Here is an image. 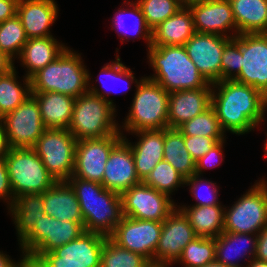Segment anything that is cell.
Here are the masks:
<instances>
[{"instance_id": "1", "label": "cell", "mask_w": 267, "mask_h": 267, "mask_svg": "<svg viewBox=\"0 0 267 267\" xmlns=\"http://www.w3.org/2000/svg\"><path fill=\"white\" fill-rule=\"evenodd\" d=\"M211 106L223 132L240 136L265 121L267 97L252 86L220 80L212 84Z\"/></svg>"}, {"instance_id": "2", "label": "cell", "mask_w": 267, "mask_h": 267, "mask_svg": "<svg viewBox=\"0 0 267 267\" xmlns=\"http://www.w3.org/2000/svg\"><path fill=\"white\" fill-rule=\"evenodd\" d=\"M67 182L76 193L85 231L109 237L123 217L120 194L106 189L100 183L74 176Z\"/></svg>"}, {"instance_id": "3", "label": "cell", "mask_w": 267, "mask_h": 267, "mask_svg": "<svg viewBox=\"0 0 267 267\" xmlns=\"http://www.w3.org/2000/svg\"><path fill=\"white\" fill-rule=\"evenodd\" d=\"M149 65L155 72L146 76L167 92L205 88L209 83L198 71L184 46H150L147 49Z\"/></svg>"}, {"instance_id": "4", "label": "cell", "mask_w": 267, "mask_h": 267, "mask_svg": "<svg viewBox=\"0 0 267 267\" xmlns=\"http://www.w3.org/2000/svg\"><path fill=\"white\" fill-rule=\"evenodd\" d=\"M30 80L31 92H58L77 98L88 91V70L81 54L69 47Z\"/></svg>"}, {"instance_id": "5", "label": "cell", "mask_w": 267, "mask_h": 267, "mask_svg": "<svg viewBox=\"0 0 267 267\" xmlns=\"http://www.w3.org/2000/svg\"><path fill=\"white\" fill-rule=\"evenodd\" d=\"M135 87L129 113L119 126L120 133L124 135L123 130L130 134L139 130L167 129L169 92L145 76Z\"/></svg>"}, {"instance_id": "6", "label": "cell", "mask_w": 267, "mask_h": 267, "mask_svg": "<svg viewBox=\"0 0 267 267\" xmlns=\"http://www.w3.org/2000/svg\"><path fill=\"white\" fill-rule=\"evenodd\" d=\"M116 110L105 99L87 91L75 98L68 131L77 141L122 135L115 118Z\"/></svg>"}, {"instance_id": "7", "label": "cell", "mask_w": 267, "mask_h": 267, "mask_svg": "<svg viewBox=\"0 0 267 267\" xmlns=\"http://www.w3.org/2000/svg\"><path fill=\"white\" fill-rule=\"evenodd\" d=\"M4 160L14 199L25 194L43 193L57 182L33 148H11Z\"/></svg>"}, {"instance_id": "8", "label": "cell", "mask_w": 267, "mask_h": 267, "mask_svg": "<svg viewBox=\"0 0 267 267\" xmlns=\"http://www.w3.org/2000/svg\"><path fill=\"white\" fill-rule=\"evenodd\" d=\"M267 226V181L260 178L229 208L225 206L224 231L258 234Z\"/></svg>"}, {"instance_id": "9", "label": "cell", "mask_w": 267, "mask_h": 267, "mask_svg": "<svg viewBox=\"0 0 267 267\" xmlns=\"http://www.w3.org/2000/svg\"><path fill=\"white\" fill-rule=\"evenodd\" d=\"M76 145L77 140L68 129L47 128L32 148L58 182L72 176Z\"/></svg>"}, {"instance_id": "10", "label": "cell", "mask_w": 267, "mask_h": 267, "mask_svg": "<svg viewBox=\"0 0 267 267\" xmlns=\"http://www.w3.org/2000/svg\"><path fill=\"white\" fill-rule=\"evenodd\" d=\"M84 232V222L62 221L45 214L37 219L34 229L18 244L22 253L41 257Z\"/></svg>"}, {"instance_id": "11", "label": "cell", "mask_w": 267, "mask_h": 267, "mask_svg": "<svg viewBox=\"0 0 267 267\" xmlns=\"http://www.w3.org/2000/svg\"><path fill=\"white\" fill-rule=\"evenodd\" d=\"M123 216L139 220L163 222L177 207V203L164 193L143 181L121 195Z\"/></svg>"}, {"instance_id": "12", "label": "cell", "mask_w": 267, "mask_h": 267, "mask_svg": "<svg viewBox=\"0 0 267 267\" xmlns=\"http://www.w3.org/2000/svg\"><path fill=\"white\" fill-rule=\"evenodd\" d=\"M106 238L99 233L85 231L75 240L44 253L41 258L49 267H100Z\"/></svg>"}, {"instance_id": "13", "label": "cell", "mask_w": 267, "mask_h": 267, "mask_svg": "<svg viewBox=\"0 0 267 267\" xmlns=\"http://www.w3.org/2000/svg\"><path fill=\"white\" fill-rule=\"evenodd\" d=\"M1 120L11 148H32L47 129L32 95Z\"/></svg>"}, {"instance_id": "14", "label": "cell", "mask_w": 267, "mask_h": 267, "mask_svg": "<svg viewBox=\"0 0 267 267\" xmlns=\"http://www.w3.org/2000/svg\"><path fill=\"white\" fill-rule=\"evenodd\" d=\"M162 232V222L123 216L109 238L118 246L144 256L154 263V254Z\"/></svg>"}, {"instance_id": "15", "label": "cell", "mask_w": 267, "mask_h": 267, "mask_svg": "<svg viewBox=\"0 0 267 267\" xmlns=\"http://www.w3.org/2000/svg\"><path fill=\"white\" fill-rule=\"evenodd\" d=\"M233 80L267 97V33L241 34V70Z\"/></svg>"}, {"instance_id": "16", "label": "cell", "mask_w": 267, "mask_h": 267, "mask_svg": "<svg viewBox=\"0 0 267 267\" xmlns=\"http://www.w3.org/2000/svg\"><path fill=\"white\" fill-rule=\"evenodd\" d=\"M122 138L123 135H109L78 140L72 176L101 184L109 154Z\"/></svg>"}, {"instance_id": "17", "label": "cell", "mask_w": 267, "mask_h": 267, "mask_svg": "<svg viewBox=\"0 0 267 267\" xmlns=\"http://www.w3.org/2000/svg\"><path fill=\"white\" fill-rule=\"evenodd\" d=\"M231 39L215 34L195 32L184 45L198 71L210 84L221 80L222 53Z\"/></svg>"}, {"instance_id": "18", "label": "cell", "mask_w": 267, "mask_h": 267, "mask_svg": "<svg viewBox=\"0 0 267 267\" xmlns=\"http://www.w3.org/2000/svg\"><path fill=\"white\" fill-rule=\"evenodd\" d=\"M196 237L189 219L176 207L162 222V232L154 254V263L173 265L185 246Z\"/></svg>"}, {"instance_id": "19", "label": "cell", "mask_w": 267, "mask_h": 267, "mask_svg": "<svg viewBox=\"0 0 267 267\" xmlns=\"http://www.w3.org/2000/svg\"><path fill=\"white\" fill-rule=\"evenodd\" d=\"M188 6L193 15L195 32L228 38H234L238 35L229 0H207Z\"/></svg>"}, {"instance_id": "20", "label": "cell", "mask_w": 267, "mask_h": 267, "mask_svg": "<svg viewBox=\"0 0 267 267\" xmlns=\"http://www.w3.org/2000/svg\"><path fill=\"white\" fill-rule=\"evenodd\" d=\"M142 182L136 172L131 147L122 138L111 150L101 184L108 190L118 194Z\"/></svg>"}, {"instance_id": "21", "label": "cell", "mask_w": 267, "mask_h": 267, "mask_svg": "<svg viewBox=\"0 0 267 267\" xmlns=\"http://www.w3.org/2000/svg\"><path fill=\"white\" fill-rule=\"evenodd\" d=\"M212 84L169 93L168 128L178 129L211 106Z\"/></svg>"}, {"instance_id": "22", "label": "cell", "mask_w": 267, "mask_h": 267, "mask_svg": "<svg viewBox=\"0 0 267 267\" xmlns=\"http://www.w3.org/2000/svg\"><path fill=\"white\" fill-rule=\"evenodd\" d=\"M57 5L55 0H19L17 16L28 39L53 36L50 28L58 17Z\"/></svg>"}, {"instance_id": "23", "label": "cell", "mask_w": 267, "mask_h": 267, "mask_svg": "<svg viewBox=\"0 0 267 267\" xmlns=\"http://www.w3.org/2000/svg\"><path fill=\"white\" fill-rule=\"evenodd\" d=\"M133 134L138 136V141L134 143L129 142L126 135L123 138L131 147L137 175L144 181L158 162L163 160L164 129L139 130Z\"/></svg>"}, {"instance_id": "24", "label": "cell", "mask_w": 267, "mask_h": 267, "mask_svg": "<svg viewBox=\"0 0 267 267\" xmlns=\"http://www.w3.org/2000/svg\"><path fill=\"white\" fill-rule=\"evenodd\" d=\"M256 244V234L223 232L215 238V261L228 267H245L239 262L242 258L244 263L245 259H254Z\"/></svg>"}, {"instance_id": "25", "label": "cell", "mask_w": 267, "mask_h": 267, "mask_svg": "<svg viewBox=\"0 0 267 267\" xmlns=\"http://www.w3.org/2000/svg\"><path fill=\"white\" fill-rule=\"evenodd\" d=\"M45 214L58 220L84 222L74 189L67 181H58L42 193Z\"/></svg>"}, {"instance_id": "26", "label": "cell", "mask_w": 267, "mask_h": 267, "mask_svg": "<svg viewBox=\"0 0 267 267\" xmlns=\"http://www.w3.org/2000/svg\"><path fill=\"white\" fill-rule=\"evenodd\" d=\"M194 33L192 12L188 5H183L152 30V46H184Z\"/></svg>"}, {"instance_id": "27", "label": "cell", "mask_w": 267, "mask_h": 267, "mask_svg": "<svg viewBox=\"0 0 267 267\" xmlns=\"http://www.w3.org/2000/svg\"><path fill=\"white\" fill-rule=\"evenodd\" d=\"M54 36L30 38L27 40L20 56V65L27 71L25 77L31 78L40 69L54 61L67 48Z\"/></svg>"}, {"instance_id": "28", "label": "cell", "mask_w": 267, "mask_h": 267, "mask_svg": "<svg viewBox=\"0 0 267 267\" xmlns=\"http://www.w3.org/2000/svg\"><path fill=\"white\" fill-rule=\"evenodd\" d=\"M46 128L68 129L75 98L58 92H31Z\"/></svg>"}, {"instance_id": "29", "label": "cell", "mask_w": 267, "mask_h": 267, "mask_svg": "<svg viewBox=\"0 0 267 267\" xmlns=\"http://www.w3.org/2000/svg\"><path fill=\"white\" fill-rule=\"evenodd\" d=\"M191 206V207H190ZM177 206L189 219L195 234L199 237L217 238L224 231V205ZM223 206V207H222Z\"/></svg>"}, {"instance_id": "30", "label": "cell", "mask_w": 267, "mask_h": 267, "mask_svg": "<svg viewBox=\"0 0 267 267\" xmlns=\"http://www.w3.org/2000/svg\"><path fill=\"white\" fill-rule=\"evenodd\" d=\"M8 212L12 215L20 243L34 229L37 219L45 215L42 193L16 197Z\"/></svg>"}, {"instance_id": "31", "label": "cell", "mask_w": 267, "mask_h": 267, "mask_svg": "<svg viewBox=\"0 0 267 267\" xmlns=\"http://www.w3.org/2000/svg\"><path fill=\"white\" fill-rule=\"evenodd\" d=\"M238 34L267 33V0H229Z\"/></svg>"}, {"instance_id": "32", "label": "cell", "mask_w": 267, "mask_h": 267, "mask_svg": "<svg viewBox=\"0 0 267 267\" xmlns=\"http://www.w3.org/2000/svg\"><path fill=\"white\" fill-rule=\"evenodd\" d=\"M123 4H127L125 6L126 8H118V11L115 13L114 18L110 19L112 21V30L115 29L118 37L121 36V43H124V41L129 42V37H135L136 35L138 39L141 38L147 41L148 49L152 45V30L148 26L140 6L136 1L133 2L130 0L128 2L125 0ZM128 17H134L132 18L133 21H131V25H128V23L126 22V19H128Z\"/></svg>"}, {"instance_id": "33", "label": "cell", "mask_w": 267, "mask_h": 267, "mask_svg": "<svg viewBox=\"0 0 267 267\" xmlns=\"http://www.w3.org/2000/svg\"><path fill=\"white\" fill-rule=\"evenodd\" d=\"M164 157L185 179L196 174V164L186 149L184 135L179 129H164Z\"/></svg>"}, {"instance_id": "34", "label": "cell", "mask_w": 267, "mask_h": 267, "mask_svg": "<svg viewBox=\"0 0 267 267\" xmlns=\"http://www.w3.org/2000/svg\"><path fill=\"white\" fill-rule=\"evenodd\" d=\"M116 59L114 61H111L110 63H106L100 73L98 74V76L100 77L101 74H103L106 78L108 77L110 80V83H114L118 81L119 82H123L125 85L123 87H125V89H130L132 88L131 85L132 83L134 84H138L141 79L143 77L140 78V80H137L134 76V72L131 70V68L126 67V65H124V63L121 62V58L120 56L115 55ZM91 74L89 73L88 70V91L93 93L94 95H98L99 97L105 99L108 103H110L115 109H116V104L113 102V100H111L110 95L111 93H114L112 88H108V86H106V81H104V79H96V82L99 80V83L102 85L101 86V90L100 88H98L97 86L95 87L92 83H91ZM107 78V79H108ZM112 81V82H111ZM91 84V85H90ZM117 85V84H116ZM122 87V86H121ZM108 89V91H107ZM103 91V92H102ZM117 93V91L115 92V94ZM110 98V99H109ZM115 104V105H114Z\"/></svg>"}, {"instance_id": "35", "label": "cell", "mask_w": 267, "mask_h": 267, "mask_svg": "<svg viewBox=\"0 0 267 267\" xmlns=\"http://www.w3.org/2000/svg\"><path fill=\"white\" fill-rule=\"evenodd\" d=\"M23 77V84H21L17 79L15 66L7 73L0 75V119L14 111L31 95V80Z\"/></svg>"}, {"instance_id": "36", "label": "cell", "mask_w": 267, "mask_h": 267, "mask_svg": "<svg viewBox=\"0 0 267 267\" xmlns=\"http://www.w3.org/2000/svg\"><path fill=\"white\" fill-rule=\"evenodd\" d=\"M150 264L144 256L118 246L109 237L105 239L100 267H148Z\"/></svg>"}, {"instance_id": "37", "label": "cell", "mask_w": 267, "mask_h": 267, "mask_svg": "<svg viewBox=\"0 0 267 267\" xmlns=\"http://www.w3.org/2000/svg\"><path fill=\"white\" fill-rule=\"evenodd\" d=\"M215 261V238L196 237L189 242L175 263L183 267H202Z\"/></svg>"}, {"instance_id": "38", "label": "cell", "mask_w": 267, "mask_h": 267, "mask_svg": "<svg viewBox=\"0 0 267 267\" xmlns=\"http://www.w3.org/2000/svg\"><path fill=\"white\" fill-rule=\"evenodd\" d=\"M27 40L21 19L17 15L0 23L1 52H4L13 61L16 58L18 60Z\"/></svg>"}, {"instance_id": "39", "label": "cell", "mask_w": 267, "mask_h": 267, "mask_svg": "<svg viewBox=\"0 0 267 267\" xmlns=\"http://www.w3.org/2000/svg\"><path fill=\"white\" fill-rule=\"evenodd\" d=\"M143 182L168 195L171 199L172 193L178 187H185V178L170 163L164 160L158 162Z\"/></svg>"}, {"instance_id": "40", "label": "cell", "mask_w": 267, "mask_h": 267, "mask_svg": "<svg viewBox=\"0 0 267 267\" xmlns=\"http://www.w3.org/2000/svg\"><path fill=\"white\" fill-rule=\"evenodd\" d=\"M178 129L184 136L226 137L212 106Z\"/></svg>"}, {"instance_id": "41", "label": "cell", "mask_w": 267, "mask_h": 267, "mask_svg": "<svg viewBox=\"0 0 267 267\" xmlns=\"http://www.w3.org/2000/svg\"><path fill=\"white\" fill-rule=\"evenodd\" d=\"M151 30L174 15L183 6L181 0H135Z\"/></svg>"}, {"instance_id": "42", "label": "cell", "mask_w": 267, "mask_h": 267, "mask_svg": "<svg viewBox=\"0 0 267 267\" xmlns=\"http://www.w3.org/2000/svg\"><path fill=\"white\" fill-rule=\"evenodd\" d=\"M185 185L190 186L189 191L193 196V199L196 200V203L193 205L195 206L222 205L221 202L218 201L219 187L213 181L202 178L201 175L194 174L192 177L185 179ZM204 185L205 188H207L208 194L205 192L201 193L203 189H205L203 188ZM204 193L205 195H203Z\"/></svg>"}, {"instance_id": "43", "label": "cell", "mask_w": 267, "mask_h": 267, "mask_svg": "<svg viewBox=\"0 0 267 267\" xmlns=\"http://www.w3.org/2000/svg\"><path fill=\"white\" fill-rule=\"evenodd\" d=\"M241 70V34L224 47L221 59V80H233Z\"/></svg>"}, {"instance_id": "44", "label": "cell", "mask_w": 267, "mask_h": 267, "mask_svg": "<svg viewBox=\"0 0 267 267\" xmlns=\"http://www.w3.org/2000/svg\"><path fill=\"white\" fill-rule=\"evenodd\" d=\"M225 137L184 136L186 149L196 162L203 157L218 141Z\"/></svg>"}, {"instance_id": "45", "label": "cell", "mask_w": 267, "mask_h": 267, "mask_svg": "<svg viewBox=\"0 0 267 267\" xmlns=\"http://www.w3.org/2000/svg\"><path fill=\"white\" fill-rule=\"evenodd\" d=\"M226 138L218 141L203 157L195 162L196 164V174L203 177V172L207 169L215 168L222 164L224 155L223 149ZM220 160V161H219ZM221 163V164H220Z\"/></svg>"}, {"instance_id": "46", "label": "cell", "mask_w": 267, "mask_h": 267, "mask_svg": "<svg viewBox=\"0 0 267 267\" xmlns=\"http://www.w3.org/2000/svg\"><path fill=\"white\" fill-rule=\"evenodd\" d=\"M6 201L7 209L14 202V194L10 185L8 170L4 159H0V200Z\"/></svg>"}, {"instance_id": "47", "label": "cell", "mask_w": 267, "mask_h": 267, "mask_svg": "<svg viewBox=\"0 0 267 267\" xmlns=\"http://www.w3.org/2000/svg\"><path fill=\"white\" fill-rule=\"evenodd\" d=\"M255 259L267 262V226L257 234Z\"/></svg>"}, {"instance_id": "48", "label": "cell", "mask_w": 267, "mask_h": 267, "mask_svg": "<svg viewBox=\"0 0 267 267\" xmlns=\"http://www.w3.org/2000/svg\"><path fill=\"white\" fill-rule=\"evenodd\" d=\"M19 0H0V23L17 15Z\"/></svg>"}, {"instance_id": "49", "label": "cell", "mask_w": 267, "mask_h": 267, "mask_svg": "<svg viewBox=\"0 0 267 267\" xmlns=\"http://www.w3.org/2000/svg\"><path fill=\"white\" fill-rule=\"evenodd\" d=\"M18 267H49L41 258L32 254L22 253Z\"/></svg>"}, {"instance_id": "50", "label": "cell", "mask_w": 267, "mask_h": 267, "mask_svg": "<svg viewBox=\"0 0 267 267\" xmlns=\"http://www.w3.org/2000/svg\"><path fill=\"white\" fill-rule=\"evenodd\" d=\"M10 149L8 137L5 133L2 120L0 119V159H4L8 155Z\"/></svg>"}, {"instance_id": "51", "label": "cell", "mask_w": 267, "mask_h": 267, "mask_svg": "<svg viewBox=\"0 0 267 267\" xmlns=\"http://www.w3.org/2000/svg\"><path fill=\"white\" fill-rule=\"evenodd\" d=\"M14 61L0 51V75L7 73L14 67Z\"/></svg>"}, {"instance_id": "52", "label": "cell", "mask_w": 267, "mask_h": 267, "mask_svg": "<svg viewBox=\"0 0 267 267\" xmlns=\"http://www.w3.org/2000/svg\"><path fill=\"white\" fill-rule=\"evenodd\" d=\"M19 262H15L9 255L0 251V267H18Z\"/></svg>"}, {"instance_id": "53", "label": "cell", "mask_w": 267, "mask_h": 267, "mask_svg": "<svg viewBox=\"0 0 267 267\" xmlns=\"http://www.w3.org/2000/svg\"><path fill=\"white\" fill-rule=\"evenodd\" d=\"M246 263L247 264H244L245 267H267V262L259 261L255 258Z\"/></svg>"}, {"instance_id": "54", "label": "cell", "mask_w": 267, "mask_h": 267, "mask_svg": "<svg viewBox=\"0 0 267 267\" xmlns=\"http://www.w3.org/2000/svg\"><path fill=\"white\" fill-rule=\"evenodd\" d=\"M202 267H228V266H225L221 263H218L216 261L212 262V263H209L208 265H205V266H202Z\"/></svg>"}, {"instance_id": "55", "label": "cell", "mask_w": 267, "mask_h": 267, "mask_svg": "<svg viewBox=\"0 0 267 267\" xmlns=\"http://www.w3.org/2000/svg\"><path fill=\"white\" fill-rule=\"evenodd\" d=\"M201 1H207V0H181L183 5H189V4L201 2Z\"/></svg>"}, {"instance_id": "56", "label": "cell", "mask_w": 267, "mask_h": 267, "mask_svg": "<svg viewBox=\"0 0 267 267\" xmlns=\"http://www.w3.org/2000/svg\"><path fill=\"white\" fill-rule=\"evenodd\" d=\"M170 266L172 265L151 263L148 267H170Z\"/></svg>"}, {"instance_id": "57", "label": "cell", "mask_w": 267, "mask_h": 267, "mask_svg": "<svg viewBox=\"0 0 267 267\" xmlns=\"http://www.w3.org/2000/svg\"><path fill=\"white\" fill-rule=\"evenodd\" d=\"M266 136H267V133H266ZM264 143H265L264 144V151H265L264 155H266V159H267V140H265Z\"/></svg>"}]
</instances>
